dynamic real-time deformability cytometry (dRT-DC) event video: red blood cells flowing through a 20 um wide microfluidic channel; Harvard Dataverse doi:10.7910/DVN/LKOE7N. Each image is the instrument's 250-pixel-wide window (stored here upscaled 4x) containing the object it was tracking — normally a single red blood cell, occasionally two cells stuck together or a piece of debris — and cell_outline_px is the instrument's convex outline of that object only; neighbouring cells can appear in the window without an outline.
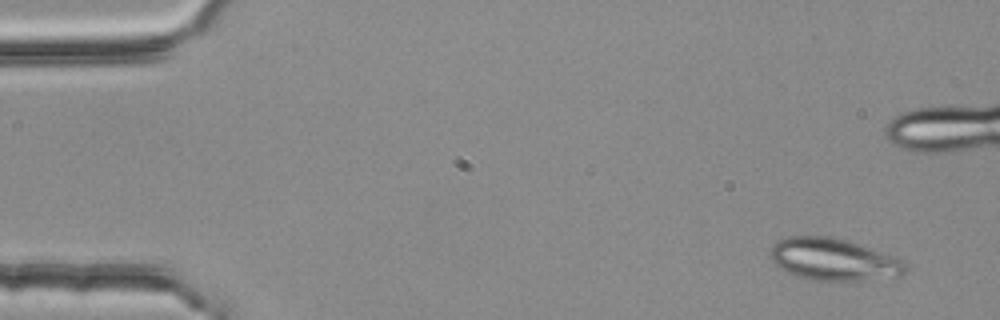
{"species": "common noctule bat (a hibernating species)", "species_latin": "Nyctalus noctula", "temperature_condition": "room temperature", "stored_images_in_passage": 7, "camera_frame_rate_fps": 3000, "um_per_image_px": 0.085, "animal": {"sex": "female", "body_mass_g": 25.1}, "frame": {"image": 1, "passage_image": 1, "time_ms": 0.0, "image_size_px": [1000, 320], "cell_outline_px": [[908, 268], [900, 276], [860, 280], [820, 280], [800, 276], [788, 272], [780, 268], [772, 260], [768, 252], [772, 244], [788, 236], [828, 236], [844, 240], [904, 260]], "centroid_in_image_um": [70.82, 22.05], "position_along_channel_um": 14.2, "area_um2": 32.54}}